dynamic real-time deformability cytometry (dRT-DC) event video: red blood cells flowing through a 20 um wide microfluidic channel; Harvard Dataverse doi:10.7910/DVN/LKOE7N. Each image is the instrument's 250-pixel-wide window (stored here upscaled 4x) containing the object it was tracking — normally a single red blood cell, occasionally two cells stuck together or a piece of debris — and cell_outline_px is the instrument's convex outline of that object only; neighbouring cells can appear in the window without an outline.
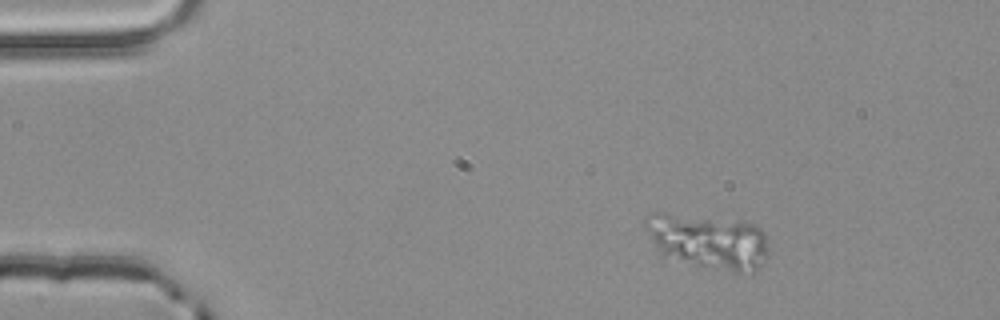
{"species": "common noctule bat (a hibernating species)", "species_latin": "Nyctalus noctula", "temperature_condition": "room temperature", "stored_images_in_passage": 2, "camera_frame_rate_fps": 3000, "um_per_image_px": 0.085, "animal": {"sex": "male", "body_mass_g": 20.4}, "frame": {"image": 1, "passage_image": 1, "time_ms": 0.0, "image_size_px": [1000, 320], "cell_outline_px": [[768, 256], [756, 272], [732, 272], [696, 264], [664, 256], [644, 228], [644, 220], [648, 212], [664, 212], [744, 220], [760, 228], [764, 232], [768, 244]], "centroid_in_image_um": [60.24, 20.47], "position_along_channel_um": 24.8, "area_um2": 39.82}}